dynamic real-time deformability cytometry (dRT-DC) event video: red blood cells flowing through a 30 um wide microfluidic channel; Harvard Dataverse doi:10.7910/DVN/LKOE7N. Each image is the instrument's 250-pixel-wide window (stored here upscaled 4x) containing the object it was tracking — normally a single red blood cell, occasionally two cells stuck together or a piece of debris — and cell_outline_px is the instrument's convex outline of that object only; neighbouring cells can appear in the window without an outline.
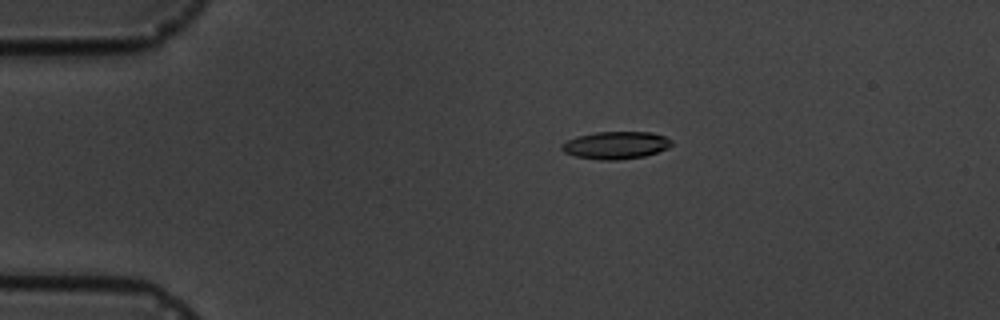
{"species": "common noctule bat (a hibernating species)", "species_latin": "Nyctalus noctula", "temperature_condition": "cold", "stored_images_in_passage": 2, "camera_frame_rate_fps": 3000, "um_per_image_px": 0.085, "animal": {"sex": "male", "body_mass_g": 19.5, "forearm_length_mm": 54.6}, "frame": {"image": 1, "passage_image": 1, "time_ms": 0.0, "image_size_px": [1000, 320], "cell_outline_px": [[672, 144], [668, 148], [644, 156], [620, 160], [600, 160], [576, 156], [564, 152], [560, 148], [568, 140], [576, 136], [596, 132], [652, 132], [664, 136], [672, 140]], "centroid_in_image_um": [52.36, 12.34], "position_along_channel_um": 32.6, "area_um2": 17.51}}